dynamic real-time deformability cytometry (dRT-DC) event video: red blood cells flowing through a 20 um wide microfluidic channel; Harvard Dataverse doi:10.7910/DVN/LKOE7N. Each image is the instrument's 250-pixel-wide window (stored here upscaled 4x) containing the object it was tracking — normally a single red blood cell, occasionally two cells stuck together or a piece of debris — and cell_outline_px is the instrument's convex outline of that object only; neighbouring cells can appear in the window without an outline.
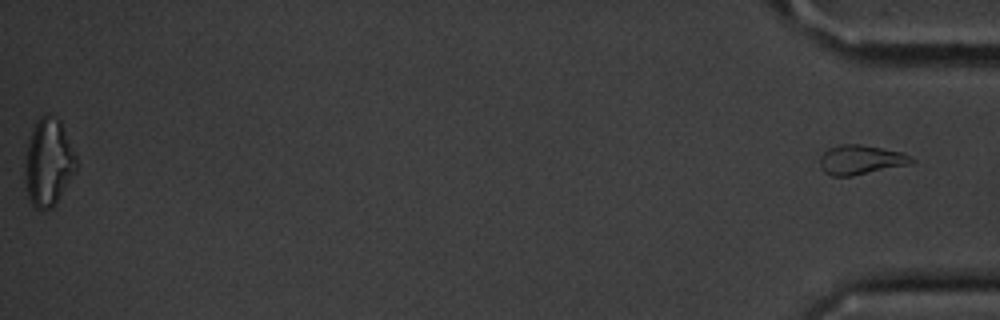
{"species": "common noctule bat (a hibernating species)", "species_latin": "Nyctalus noctula", "temperature_condition": "cold", "stored_images_in_passage": 56, "segment_of_instrument_passage": [2, 2], "camera_frame_rate_fps": 3000, "um_per_image_px": 0.085, "animal": {"sex": "male", "body_mass_g": 20.1, "forearm_length_mm": 53.5}, "frame": {"image": 1, "passage_image": 56, "time_ms": 18.333, "image_size_px": [1000, 320], "cell_outline_px": [[916, 160], [912, 164], [852, 176], [832, 176], [824, 172], [820, 164], [820, 156], [828, 148], [840, 144], [860, 144], [904, 152], [912, 156]], "centroid_in_image_um": [73.21, 13.58], "position_along_channel_um": 362.0, "area_um2": 15.95}}